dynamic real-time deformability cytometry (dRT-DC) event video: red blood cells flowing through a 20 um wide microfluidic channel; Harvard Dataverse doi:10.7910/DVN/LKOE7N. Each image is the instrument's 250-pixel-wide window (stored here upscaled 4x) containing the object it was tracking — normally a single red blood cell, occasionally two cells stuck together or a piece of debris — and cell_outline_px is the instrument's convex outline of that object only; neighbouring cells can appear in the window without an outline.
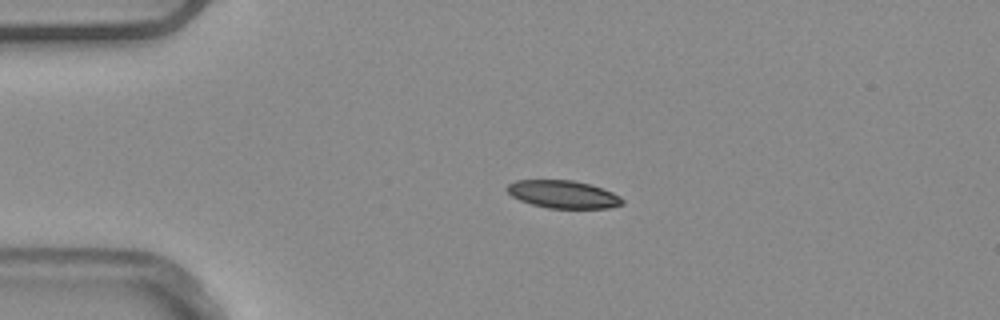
{"species": "common noctule bat (a hibernating species)", "species_latin": "Nyctalus noctula", "temperature_condition": "warm", "stored_images_in_passage": 4, "camera_frame_rate_fps": 3000, "um_per_image_px": 0.085, "animal": {"sex": "male", "body_mass_g": 20.4}, "frame": {"image": 1, "passage_image": 3, "time_ms": 0.667, "image_size_px": [1000, 320], "cell_outline_px": [[624, 204], [608, 208], [548, 208], [532, 204], [520, 200], [512, 196], [504, 188], [508, 184], [516, 180], [572, 180], [588, 184], [612, 192], [620, 196], [624, 200]], "centroid_in_image_um": [47.85, 16.52], "position_along_channel_um": 37.1, "area_um2": 18.55}}